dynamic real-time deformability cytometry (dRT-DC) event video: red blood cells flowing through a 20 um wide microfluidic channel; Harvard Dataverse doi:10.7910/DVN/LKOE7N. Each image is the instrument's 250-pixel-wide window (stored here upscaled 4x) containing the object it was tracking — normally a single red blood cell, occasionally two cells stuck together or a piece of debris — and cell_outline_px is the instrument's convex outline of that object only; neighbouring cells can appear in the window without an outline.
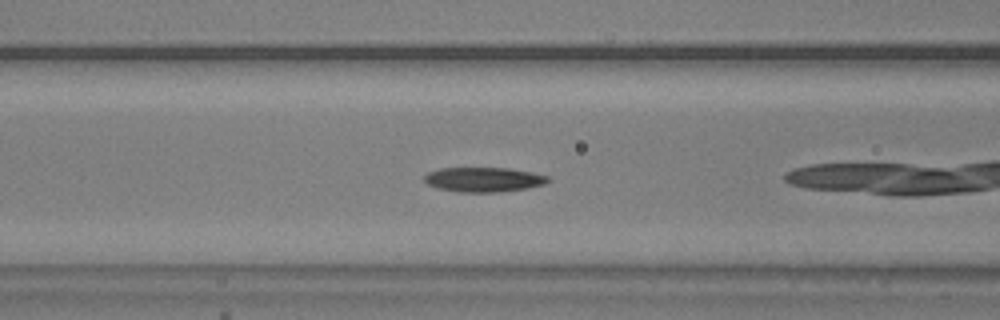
{"species": "common noctule bat (a hibernating species)", "species_latin": "Nyctalus noctula", "temperature_condition": "warm", "stored_images_in_passage": 22, "camera_frame_rate_fps": 3000, "um_per_image_px": 0.085, "animal": {"sex": "male", "body_mass_g": 20.5, "forearm_length_mm": 52.5}, "frame": {"image": 1, "passage_image": 6, "time_ms": 1.667, "image_size_px": [1000, 320], "cell_outline_px": [[552, 180], [544, 184], [528, 188], [500, 192], [460, 192], [436, 188], [428, 184], [424, 180], [424, 176], [428, 172], [440, 168], [508, 168], [532, 172], [548, 176]], "centroid_in_image_um": [41.12, 15.26], "position_along_channel_um": 125.5, "area_um2": 17.86}}
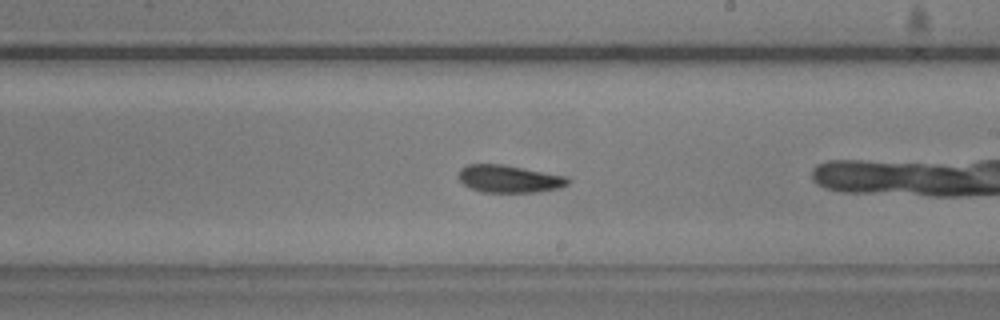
{"frame": {"image": 2, "passage_image": 16, "time_ms": 5.0, "image_size_px": [1000, 320], "cell_outline_px": [[572, 180], [568, 184], [560, 188], [540, 192], [480, 192], [464, 184], [456, 176], [460, 168], [468, 164], [504, 164], [568, 176]], "centroid_in_image_um": [43.3, 15.19], "position_along_channel_um": 245.7, "area_um2": 17.86}}
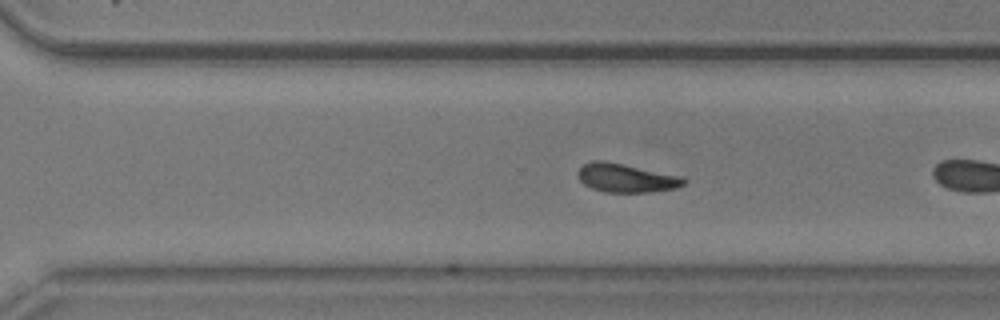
{"frame": {"image": 3, "passage_image": 22, "time_ms": 7.0, "image_size_px": [1000, 320], "cell_outline_px": [[688, 180], [684, 184], [676, 188], [652, 192], [604, 192], [592, 188], [584, 184], [580, 180], [580, 168], [584, 164], [592, 160], [604, 160], [624, 164], [680, 176]], "centroid_in_image_um": [53.24, 15.13], "position_along_channel_um": 317.4, "area_um2": 17.51}}